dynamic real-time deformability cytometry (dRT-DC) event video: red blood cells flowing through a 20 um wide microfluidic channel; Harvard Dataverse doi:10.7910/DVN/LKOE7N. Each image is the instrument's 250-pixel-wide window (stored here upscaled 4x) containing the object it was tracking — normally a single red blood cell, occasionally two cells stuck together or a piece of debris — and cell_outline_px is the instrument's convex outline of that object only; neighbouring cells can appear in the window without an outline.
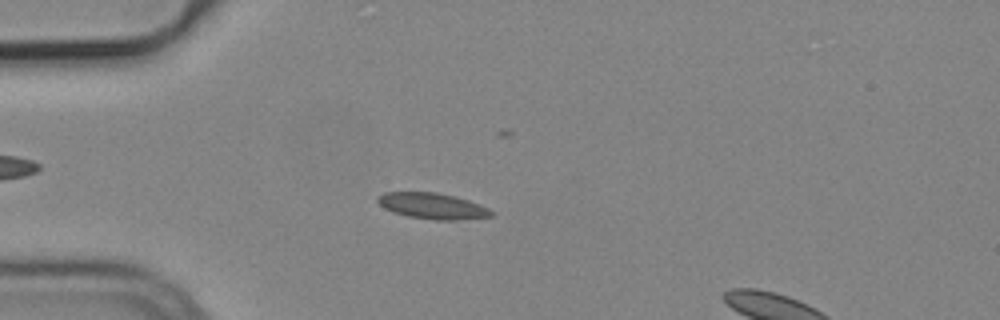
{"species": "common noctule bat (a hibernating species)", "species_latin": "Nyctalus noctula", "temperature_condition": "cold", "stored_images_in_passage": 4, "camera_frame_rate_fps": 3000, "um_per_image_px": 0.085, "animal": {"sex": "male", "body_mass_g": 19.2, "forearm_length_mm": 51.8}, "frame": {"image": 1, "passage_image": 3, "time_ms": 0.667, "image_size_px": [1000, 320], "cell_outline_px": [[492, 216], [456, 220], [436, 220], [408, 216], [392, 212], [384, 208], [376, 200], [376, 196], [384, 192], [436, 192], [456, 196], [480, 204], [488, 208], [492, 212]], "centroid_in_image_um": [36.72, 17.49], "position_along_channel_um": 48.3, "area_um2": 17.22}}